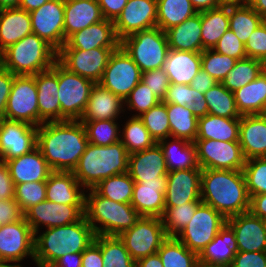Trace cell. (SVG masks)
Segmentation results:
<instances>
[{
  "instance_id": "cell-1",
  "label": "cell",
  "mask_w": 266,
  "mask_h": 267,
  "mask_svg": "<svg viewBox=\"0 0 266 267\" xmlns=\"http://www.w3.org/2000/svg\"><path fill=\"white\" fill-rule=\"evenodd\" d=\"M88 144L80 120L44 122L37 129V145L52 171L72 172Z\"/></svg>"
},
{
  "instance_id": "cell-2",
  "label": "cell",
  "mask_w": 266,
  "mask_h": 267,
  "mask_svg": "<svg viewBox=\"0 0 266 267\" xmlns=\"http://www.w3.org/2000/svg\"><path fill=\"white\" fill-rule=\"evenodd\" d=\"M200 198L226 219L248 212L250 197L243 170L203 169Z\"/></svg>"
},
{
  "instance_id": "cell-3",
  "label": "cell",
  "mask_w": 266,
  "mask_h": 267,
  "mask_svg": "<svg viewBox=\"0 0 266 267\" xmlns=\"http://www.w3.org/2000/svg\"><path fill=\"white\" fill-rule=\"evenodd\" d=\"M35 234L34 262L37 267H50L66 253L83 252L95 239V232L83 216L64 226L46 228Z\"/></svg>"
},
{
  "instance_id": "cell-4",
  "label": "cell",
  "mask_w": 266,
  "mask_h": 267,
  "mask_svg": "<svg viewBox=\"0 0 266 267\" xmlns=\"http://www.w3.org/2000/svg\"><path fill=\"white\" fill-rule=\"evenodd\" d=\"M128 158L129 153L121 141L108 146L88 143L72 173L88 191L103 179L128 172Z\"/></svg>"
},
{
  "instance_id": "cell-5",
  "label": "cell",
  "mask_w": 266,
  "mask_h": 267,
  "mask_svg": "<svg viewBox=\"0 0 266 267\" xmlns=\"http://www.w3.org/2000/svg\"><path fill=\"white\" fill-rule=\"evenodd\" d=\"M88 190L90 193L85 194L84 217L96 235L119 236L141 218L131 203L112 201L94 188Z\"/></svg>"
},
{
  "instance_id": "cell-6",
  "label": "cell",
  "mask_w": 266,
  "mask_h": 267,
  "mask_svg": "<svg viewBox=\"0 0 266 267\" xmlns=\"http://www.w3.org/2000/svg\"><path fill=\"white\" fill-rule=\"evenodd\" d=\"M57 56L50 44L31 33L0 53V65L14 75H35L51 68Z\"/></svg>"
},
{
  "instance_id": "cell-7",
  "label": "cell",
  "mask_w": 266,
  "mask_h": 267,
  "mask_svg": "<svg viewBox=\"0 0 266 267\" xmlns=\"http://www.w3.org/2000/svg\"><path fill=\"white\" fill-rule=\"evenodd\" d=\"M120 45L141 72L161 69L169 52L166 33L159 27L129 35L121 40Z\"/></svg>"
},
{
  "instance_id": "cell-8",
  "label": "cell",
  "mask_w": 266,
  "mask_h": 267,
  "mask_svg": "<svg viewBox=\"0 0 266 267\" xmlns=\"http://www.w3.org/2000/svg\"><path fill=\"white\" fill-rule=\"evenodd\" d=\"M56 75L59 85L61 121L80 120L95 83L70 72L58 60L56 61Z\"/></svg>"
},
{
  "instance_id": "cell-9",
  "label": "cell",
  "mask_w": 266,
  "mask_h": 267,
  "mask_svg": "<svg viewBox=\"0 0 266 267\" xmlns=\"http://www.w3.org/2000/svg\"><path fill=\"white\" fill-rule=\"evenodd\" d=\"M4 118L25 122L35 127L44 123L39 117L35 75H15Z\"/></svg>"
},
{
  "instance_id": "cell-10",
  "label": "cell",
  "mask_w": 266,
  "mask_h": 267,
  "mask_svg": "<svg viewBox=\"0 0 266 267\" xmlns=\"http://www.w3.org/2000/svg\"><path fill=\"white\" fill-rule=\"evenodd\" d=\"M226 222L227 219L221 213L202 202L187 226L176 238L189 250L199 255Z\"/></svg>"
},
{
  "instance_id": "cell-11",
  "label": "cell",
  "mask_w": 266,
  "mask_h": 267,
  "mask_svg": "<svg viewBox=\"0 0 266 267\" xmlns=\"http://www.w3.org/2000/svg\"><path fill=\"white\" fill-rule=\"evenodd\" d=\"M130 256L137 261L140 258L157 253L168 238L162 218L141 216L137 223L119 235Z\"/></svg>"
},
{
  "instance_id": "cell-12",
  "label": "cell",
  "mask_w": 266,
  "mask_h": 267,
  "mask_svg": "<svg viewBox=\"0 0 266 267\" xmlns=\"http://www.w3.org/2000/svg\"><path fill=\"white\" fill-rule=\"evenodd\" d=\"M140 68L120 45L115 49L99 83L123 101L141 81Z\"/></svg>"
},
{
  "instance_id": "cell-13",
  "label": "cell",
  "mask_w": 266,
  "mask_h": 267,
  "mask_svg": "<svg viewBox=\"0 0 266 267\" xmlns=\"http://www.w3.org/2000/svg\"><path fill=\"white\" fill-rule=\"evenodd\" d=\"M198 166L203 169L243 170L246 159L239 141L196 139Z\"/></svg>"
},
{
  "instance_id": "cell-14",
  "label": "cell",
  "mask_w": 266,
  "mask_h": 267,
  "mask_svg": "<svg viewBox=\"0 0 266 267\" xmlns=\"http://www.w3.org/2000/svg\"><path fill=\"white\" fill-rule=\"evenodd\" d=\"M118 47H100L89 51L60 49L57 60L70 72L99 83L112 52Z\"/></svg>"
},
{
  "instance_id": "cell-15",
  "label": "cell",
  "mask_w": 266,
  "mask_h": 267,
  "mask_svg": "<svg viewBox=\"0 0 266 267\" xmlns=\"http://www.w3.org/2000/svg\"><path fill=\"white\" fill-rule=\"evenodd\" d=\"M34 241L35 234L25 218L0 226V262L23 267L18 262L25 257L34 260Z\"/></svg>"
},
{
  "instance_id": "cell-16",
  "label": "cell",
  "mask_w": 266,
  "mask_h": 267,
  "mask_svg": "<svg viewBox=\"0 0 266 267\" xmlns=\"http://www.w3.org/2000/svg\"><path fill=\"white\" fill-rule=\"evenodd\" d=\"M37 129L25 122L0 120V161L30 153L37 145Z\"/></svg>"
},
{
  "instance_id": "cell-17",
  "label": "cell",
  "mask_w": 266,
  "mask_h": 267,
  "mask_svg": "<svg viewBox=\"0 0 266 267\" xmlns=\"http://www.w3.org/2000/svg\"><path fill=\"white\" fill-rule=\"evenodd\" d=\"M29 14L32 33L58 52L64 45V0H50Z\"/></svg>"
},
{
  "instance_id": "cell-18",
  "label": "cell",
  "mask_w": 266,
  "mask_h": 267,
  "mask_svg": "<svg viewBox=\"0 0 266 267\" xmlns=\"http://www.w3.org/2000/svg\"><path fill=\"white\" fill-rule=\"evenodd\" d=\"M84 216V205L58 204L48 200L32 206L24 213L26 222L34 234L42 226L46 228L64 226L79 221Z\"/></svg>"
},
{
  "instance_id": "cell-19",
  "label": "cell",
  "mask_w": 266,
  "mask_h": 267,
  "mask_svg": "<svg viewBox=\"0 0 266 267\" xmlns=\"http://www.w3.org/2000/svg\"><path fill=\"white\" fill-rule=\"evenodd\" d=\"M114 26L120 41L136 32L157 27V0H128Z\"/></svg>"
},
{
  "instance_id": "cell-20",
  "label": "cell",
  "mask_w": 266,
  "mask_h": 267,
  "mask_svg": "<svg viewBox=\"0 0 266 267\" xmlns=\"http://www.w3.org/2000/svg\"><path fill=\"white\" fill-rule=\"evenodd\" d=\"M201 168L170 171L167 174L165 207L201 200Z\"/></svg>"
},
{
  "instance_id": "cell-21",
  "label": "cell",
  "mask_w": 266,
  "mask_h": 267,
  "mask_svg": "<svg viewBox=\"0 0 266 267\" xmlns=\"http://www.w3.org/2000/svg\"><path fill=\"white\" fill-rule=\"evenodd\" d=\"M167 175L156 180L135 182L131 205L141 215L162 218L165 212Z\"/></svg>"
},
{
  "instance_id": "cell-22",
  "label": "cell",
  "mask_w": 266,
  "mask_h": 267,
  "mask_svg": "<svg viewBox=\"0 0 266 267\" xmlns=\"http://www.w3.org/2000/svg\"><path fill=\"white\" fill-rule=\"evenodd\" d=\"M226 223L235 233L239 251H266V229L261 218L248 211L227 218Z\"/></svg>"
},
{
  "instance_id": "cell-23",
  "label": "cell",
  "mask_w": 266,
  "mask_h": 267,
  "mask_svg": "<svg viewBox=\"0 0 266 267\" xmlns=\"http://www.w3.org/2000/svg\"><path fill=\"white\" fill-rule=\"evenodd\" d=\"M114 21L104 19L70 35L61 49L89 51L100 47H119Z\"/></svg>"
},
{
  "instance_id": "cell-24",
  "label": "cell",
  "mask_w": 266,
  "mask_h": 267,
  "mask_svg": "<svg viewBox=\"0 0 266 267\" xmlns=\"http://www.w3.org/2000/svg\"><path fill=\"white\" fill-rule=\"evenodd\" d=\"M35 83L38 94L39 117L44 122L61 121L56 62L51 68L35 74Z\"/></svg>"
},
{
  "instance_id": "cell-25",
  "label": "cell",
  "mask_w": 266,
  "mask_h": 267,
  "mask_svg": "<svg viewBox=\"0 0 266 267\" xmlns=\"http://www.w3.org/2000/svg\"><path fill=\"white\" fill-rule=\"evenodd\" d=\"M128 174L135 182L156 180L167 175L168 170L163 150L158 143L153 147L129 155Z\"/></svg>"
},
{
  "instance_id": "cell-26",
  "label": "cell",
  "mask_w": 266,
  "mask_h": 267,
  "mask_svg": "<svg viewBox=\"0 0 266 267\" xmlns=\"http://www.w3.org/2000/svg\"><path fill=\"white\" fill-rule=\"evenodd\" d=\"M124 106L119 96L95 83L80 121L117 120L120 113L126 110Z\"/></svg>"
},
{
  "instance_id": "cell-27",
  "label": "cell",
  "mask_w": 266,
  "mask_h": 267,
  "mask_svg": "<svg viewBox=\"0 0 266 267\" xmlns=\"http://www.w3.org/2000/svg\"><path fill=\"white\" fill-rule=\"evenodd\" d=\"M239 144L246 160L266 157V115L241 116Z\"/></svg>"
},
{
  "instance_id": "cell-28",
  "label": "cell",
  "mask_w": 266,
  "mask_h": 267,
  "mask_svg": "<svg viewBox=\"0 0 266 267\" xmlns=\"http://www.w3.org/2000/svg\"><path fill=\"white\" fill-rule=\"evenodd\" d=\"M5 163L15 185L46 181L53 172L37 147L30 153L7 160Z\"/></svg>"
},
{
  "instance_id": "cell-29",
  "label": "cell",
  "mask_w": 266,
  "mask_h": 267,
  "mask_svg": "<svg viewBox=\"0 0 266 267\" xmlns=\"http://www.w3.org/2000/svg\"><path fill=\"white\" fill-rule=\"evenodd\" d=\"M83 188L72 172L53 171L46 180V200L58 204L84 205Z\"/></svg>"
},
{
  "instance_id": "cell-30",
  "label": "cell",
  "mask_w": 266,
  "mask_h": 267,
  "mask_svg": "<svg viewBox=\"0 0 266 267\" xmlns=\"http://www.w3.org/2000/svg\"><path fill=\"white\" fill-rule=\"evenodd\" d=\"M102 20L97 0H64V44L73 33Z\"/></svg>"
},
{
  "instance_id": "cell-31",
  "label": "cell",
  "mask_w": 266,
  "mask_h": 267,
  "mask_svg": "<svg viewBox=\"0 0 266 267\" xmlns=\"http://www.w3.org/2000/svg\"><path fill=\"white\" fill-rule=\"evenodd\" d=\"M233 229L225 223L215 238L198 255L200 267L232 264L238 252Z\"/></svg>"
},
{
  "instance_id": "cell-32",
  "label": "cell",
  "mask_w": 266,
  "mask_h": 267,
  "mask_svg": "<svg viewBox=\"0 0 266 267\" xmlns=\"http://www.w3.org/2000/svg\"><path fill=\"white\" fill-rule=\"evenodd\" d=\"M162 68L171 84L190 85L195 75L202 69L201 52L169 49Z\"/></svg>"
},
{
  "instance_id": "cell-33",
  "label": "cell",
  "mask_w": 266,
  "mask_h": 267,
  "mask_svg": "<svg viewBox=\"0 0 266 267\" xmlns=\"http://www.w3.org/2000/svg\"><path fill=\"white\" fill-rule=\"evenodd\" d=\"M31 33L29 12L19 7L0 10V53Z\"/></svg>"
},
{
  "instance_id": "cell-34",
  "label": "cell",
  "mask_w": 266,
  "mask_h": 267,
  "mask_svg": "<svg viewBox=\"0 0 266 267\" xmlns=\"http://www.w3.org/2000/svg\"><path fill=\"white\" fill-rule=\"evenodd\" d=\"M169 49L202 52L201 12L165 31Z\"/></svg>"
},
{
  "instance_id": "cell-35",
  "label": "cell",
  "mask_w": 266,
  "mask_h": 267,
  "mask_svg": "<svg viewBox=\"0 0 266 267\" xmlns=\"http://www.w3.org/2000/svg\"><path fill=\"white\" fill-rule=\"evenodd\" d=\"M241 116L264 114L266 106V69L255 80L233 92Z\"/></svg>"
},
{
  "instance_id": "cell-36",
  "label": "cell",
  "mask_w": 266,
  "mask_h": 267,
  "mask_svg": "<svg viewBox=\"0 0 266 267\" xmlns=\"http://www.w3.org/2000/svg\"><path fill=\"white\" fill-rule=\"evenodd\" d=\"M167 142L164 139L158 142L163 150L168 172L200 168L197 163L195 143L185 139L173 138Z\"/></svg>"
},
{
  "instance_id": "cell-37",
  "label": "cell",
  "mask_w": 266,
  "mask_h": 267,
  "mask_svg": "<svg viewBox=\"0 0 266 267\" xmlns=\"http://www.w3.org/2000/svg\"><path fill=\"white\" fill-rule=\"evenodd\" d=\"M240 119L207 114L198 118L197 138L218 141H239Z\"/></svg>"
},
{
  "instance_id": "cell-38",
  "label": "cell",
  "mask_w": 266,
  "mask_h": 267,
  "mask_svg": "<svg viewBox=\"0 0 266 267\" xmlns=\"http://www.w3.org/2000/svg\"><path fill=\"white\" fill-rule=\"evenodd\" d=\"M229 29V6L201 12L202 51L213 49L220 37Z\"/></svg>"
},
{
  "instance_id": "cell-39",
  "label": "cell",
  "mask_w": 266,
  "mask_h": 267,
  "mask_svg": "<svg viewBox=\"0 0 266 267\" xmlns=\"http://www.w3.org/2000/svg\"><path fill=\"white\" fill-rule=\"evenodd\" d=\"M169 118L170 137L194 143L197 138L198 118L186 106L166 104Z\"/></svg>"
},
{
  "instance_id": "cell-40",
  "label": "cell",
  "mask_w": 266,
  "mask_h": 267,
  "mask_svg": "<svg viewBox=\"0 0 266 267\" xmlns=\"http://www.w3.org/2000/svg\"><path fill=\"white\" fill-rule=\"evenodd\" d=\"M197 13L190 0H157V27L165 32Z\"/></svg>"
},
{
  "instance_id": "cell-41",
  "label": "cell",
  "mask_w": 266,
  "mask_h": 267,
  "mask_svg": "<svg viewBox=\"0 0 266 267\" xmlns=\"http://www.w3.org/2000/svg\"><path fill=\"white\" fill-rule=\"evenodd\" d=\"M165 104H177L191 109L197 117H203L208 114V105L205 101V95L194 90L190 85L171 84L163 99Z\"/></svg>"
},
{
  "instance_id": "cell-42",
  "label": "cell",
  "mask_w": 266,
  "mask_h": 267,
  "mask_svg": "<svg viewBox=\"0 0 266 267\" xmlns=\"http://www.w3.org/2000/svg\"><path fill=\"white\" fill-rule=\"evenodd\" d=\"M94 241L100 246L103 267L136 266L119 236L96 235Z\"/></svg>"
},
{
  "instance_id": "cell-43",
  "label": "cell",
  "mask_w": 266,
  "mask_h": 267,
  "mask_svg": "<svg viewBox=\"0 0 266 267\" xmlns=\"http://www.w3.org/2000/svg\"><path fill=\"white\" fill-rule=\"evenodd\" d=\"M265 69L266 64L261 60L250 57L239 59L221 83L229 91L235 92L255 80Z\"/></svg>"
},
{
  "instance_id": "cell-44",
  "label": "cell",
  "mask_w": 266,
  "mask_h": 267,
  "mask_svg": "<svg viewBox=\"0 0 266 267\" xmlns=\"http://www.w3.org/2000/svg\"><path fill=\"white\" fill-rule=\"evenodd\" d=\"M157 252L163 267H200L198 255L176 237H168Z\"/></svg>"
},
{
  "instance_id": "cell-45",
  "label": "cell",
  "mask_w": 266,
  "mask_h": 267,
  "mask_svg": "<svg viewBox=\"0 0 266 267\" xmlns=\"http://www.w3.org/2000/svg\"><path fill=\"white\" fill-rule=\"evenodd\" d=\"M204 95L209 114L231 119L241 118L233 92L224 87L222 83H217Z\"/></svg>"
},
{
  "instance_id": "cell-46",
  "label": "cell",
  "mask_w": 266,
  "mask_h": 267,
  "mask_svg": "<svg viewBox=\"0 0 266 267\" xmlns=\"http://www.w3.org/2000/svg\"><path fill=\"white\" fill-rule=\"evenodd\" d=\"M123 127L120 141L126 147L129 155L151 148L156 144L139 116L130 117Z\"/></svg>"
},
{
  "instance_id": "cell-47",
  "label": "cell",
  "mask_w": 266,
  "mask_h": 267,
  "mask_svg": "<svg viewBox=\"0 0 266 267\" xmlns=\"http://www.w3.org/2000/svg\"><path fill=\"white\" fill-rule=\"evenodd\" d=\"M264 19L249 5L229 6V29L246 43L248 37Z\"/></svg>"
},
{
  "instance_id": "cell-48",
  "label": "cell",
  "mask_w": 266,
  "mask_h": 267,
  "mask_svg": "<svg viewBox=\"0 0 266 267\" xmlns=\"http://www.w3.org/2000/svg\"><path fill=\"white\" fill-rule=\"evenodd\" d=\"M134 183L128 172H125L103 179L94 189L112 201L131 203Z\"/></svg>"
},
{
  "instance_id": "cell-49",
  "label": "cell",
  "mask_w": 266,
  "mask_h": 267,
  "mask_svg": "<svg viewBox=\"0 0 266 267\" xmlns=\"http://www.w3.org/2000/svg\"><path fill=\"white\" fill-rule=\"evenodd\" d=\"M201 203V200H197L174 207H165L162 221L167 236L176 237L187 226Z\"/></svg>"
},
{
  "instance_id": "cell-50",
  "label": "cell",
  "mask_w": 266,
  "mask_h": 267,
  "mask_svg": "<svg viewBox=\"0 0 266 267\" xmlns=\"http://www.w3.org/2000/svg\"><path fill=\"white\" fill-rule=\"evenodd\" d=\"M85 127L88 143L108 146L120 141L121 129L116 120L81 121ZM120 129V130H119Z\"/></svg>"
},
{
  "instance_id": "cell-51",
  "label": "cell",
  "mask_w": 266,
  "mask_h": 267,
  "mask_svg": "<svg viewBox=\"0 0 266 267\" xmlns=\"http://www.w3.org/2000/svg\"><path fill=\"white\" fill-rule=\"evenodd\" d=\"M152 138L158 143L170 138V125L166 104L161 101L149 111L139 116Z\"/></svg>"
},
{
  "instance_id": "cell-52",
  "label": "cell",
  "mask_w": 266,
  "mask_h": 267,
  "mask_svg": "<svg viewBox=\"0 0 266 267\" xmlns=\"http://www.w3.org/2000/svg\"><path fill=\"white\" fill-rule=\"evenodd\" d=\"M238 60L217 53L213 49L201 52V66L217 83H221L228 73L233 69Z\"/></svg>"
},
{
  "instance_id": "cell-53",
  "label": "cell",
  "mask_w": 266,
  "mask_h": 267,
  "mask_svg": "<svg viewBox=\"0 0 266 267\" xmlns=\"http://www.w3.org/2000/svg\"><path fill=\"white\" fill-rule=\"evenodd\" d=\"M243 173L249 197L266 194V157L246 160Z\"/></svg>"
},
{
  "instance_id": "cell-54",
  "label": "cell",
  "mask_w": 266,
  "mask_h": 267,
  "mask_svg": "<svg viewBox=\"0 0 266 267\" xmlns=\"http://www.w3.org/2000/svg\"><path fill=\"white\" fill-rule=\"evenodd\" d=\"M14 200L25 213L32 206L46 200V181L16 184Z\"/></svg>"
},
{
  "instance_id": "cell-55",
  "label": "cell",
  "mask_w": 266,
  "mask_h": 267,
  "mask_svg": "<svg viewBox=\"0 0 266 267\" xmlns=\"http://www.w3.org/2000/svg\"><path fill=\"white\" fill-rule=\"evenodd\" d=\"M159 102L161 100L154 95L149 87L140 81L125 99L124 104L129 111L135 110L138 112V114H133V116H141Z\"/></svg>"
},
{
  "instance_id": "cell-56",
  "label": "cell",
  "mask_w": 266,
  "mask_h": 267,
  "mask_svg": "<svg viewBox=\"0 0 266 267\" xmlns=\"http://www.w3.org/2000/svg\"><path fill=\"white\" fill-rule=\"evenodd\" d=\"M246 56L266 64V20L259 24L245 43Z\"/></svg>"
},
{
  "instance_id": "cell-57",
  "label": "cell",
  "mask_w": 266,
  "mask_h": 267,
  "mask_svg": "<svg viewBox=\"0 0 266 267\" xmlns=\"http://www.w3.org/2000/svg\"><path fill=\"white\" fill-rule=\"evenodd\" d=\"M217 53L232 57L236 60L246 58L245 44L228 29L213 48Z\"/></svg>"
},
{
  "instance_id": "cell-58",
  "label": "cell",
  "mask_w": 266,
  "mask_h": 267,
  "mask_svg": "<svg viewBox=\"0 0 266 267\" xmlns=\"http://www.w3.org/2000/svg\"><path fill=\"white\" fill-rule=\"evenodd\" d=\"M141 82L149 87L161 101H163L170 85L169 77L163 68L142 72Z\"/></svg>"
},
{
  "instance_id": "cell-59",
  "label": "cell",
  "mask_w": 266,
  "mask_h": 267,
  "mask_svg": "<svg viewBox=\"0 0 266 267\" xmlns=\"http://www.w3.org/2000/svg\"><path fill=\"white\" fill-rule=\"evenodd\" d=\"M233 267H266L265 252L238 251L232 262Z\"/></svg>"
},
{
  "instance_id": "cell-60",
  "label": "cell",
  "mask_w": 266,
  "mask_h": 267,
  "mask_svg": "<svg viewBox=\"0 0 266 267\" xmlns=\"http://www.w3.org/2000/svg\"><path fill=\"white\" fill-rule=\"evenodd\" d=\"M24 218V213L14 199L0 200V226Z\"/></svg>"
},
{
  "instance_id": "cell-61",
  "label": "cell",
  "mask_w": 266,
  "mask_h": 267,
  "mask_svg": "<svg viewBox=\"0 0 266 267\" xmlns=\"http://www.w3.org/2000/svg\"><path fill=\"white\" fill-rule=\"evenodd\" d=\"M15 75L0 65V117L4 118L5 108Z\"/></svg>"
},
{
  "instance_id": "cell-62",
  "label": "cell",
  "mask_w": 266,
  "mask_h": 267,
  "mask_svg": "<svg viewBox=\"0 0 266 267\" xmlns=\"http://www.w3.org/2000/svg\"><path fill=\"white\" fill-rule=\"evenodd\" d=\"M15 184L5 162L0 161V200L14 199Z\"/></svg>"
},
{
  "instance_id": "cell-63",
  "label": "cell",
  "mask_w": 266,
  "mask_h": 267,
  "mask_svg": "<svg viewBox=\"0 0 266 267\" xmlns=\"http://www.w3.org/2000/svg\"><path fill=\"white\" fill-rule=\"evenodd\" d=\"M104 19L115 21L121 14L128 0H97Z\"/></svg>"
},
{
  "instance_id": "cell-64",
  "label": "cell",
  "mask_w": 266,
  "mask_h": 267,
  "mask_svg": "<svg viewBox=\"0 0 266 267\" xmlns=\"http://www.w3.org/2000/svg\"><path fill=\"white\" fill-rule=\"evenodd\" d=\"M82 267H103L102 254L100 246L93 241L82 252Z\"/></svg>"
},
{
  "instance_id": "cell-65",
  "label": "cell",
  "mask_w": 266,
  "mask_h": 267,
  "mask_svg": "<svg viewBox=\"0 0 266 267\" xmlns=\"http://www.w3.org/2000/svg\"><path fill=\"white\" fill-rule=\"evenodd\" d=\"M216 84L217 82L214 80V78L210 76L206 71L201 69L193 78L190 86L194 90L204 94Z\"/></svg>"
},
{
  "instance_id": "cell-66",
  "label": "cell",
  "mask_w": 266,
  "mask_h": 267,
  "mask_svg": "<svg viewBox=\"0 0 266 267\" xmlns=\"http://www.w3.org/2000/svg\"><path fill=\"white\" fill-rule=\"evenodd\" d=\"M249 211L263 219L266 217V194L253 195L250 197Z\"/></svg>"
},
{
  "instance_id": "cell-67",
  "label": "cell",
  "mask_w": 266,
  "mask_h": 267,
  "mask_svg": "<svg viewBox=\"0 0 266 267\" xmlns=\"http://www.w3.org/2000/svg\"><path fill=\"white\" fill-rule=\"evenodd\" d=\"M82 252L66 253L58 258L50 267H82Z\"/></svg>"
},
{
  "instance_id": "cell-68",
  "label": "cell",
  "mask_w": 266,
  "mask_h": 267,
  "mask_svg": "<svg viewBox=\"0 0 266 267\" xmlns=\"http://www.w3.org/2000/svg\"><path fill=\"white\" fill-rule=\"evenodd\" d=\"M135 267H163L162 260L157 253L140 258L136 261Z\"/></svg>"
},
{
  "instance_id": "cell-69",
  "label": "cell",
  "mask_w": 266,
  "mask_h": 267,
  "mask_svg": "<svg viewBox=\"0 0 266 267\" xmlns=\"http://www.w3.org/2000/svg\"><path fill=\"white\" fill-rule=\"evenodd\" d=\"M193 8L199 13L220 7L218 0H190Z\"/></svg>"
},
{
  "instance_id": "cell-70",
  "label": "cell",
  "mask_w": 266,
  "mask_h": 267,
  "mask_svg": "<svg viewBox=\"0 0 266 267\" xmlns=\"http://www.w3.org/2000/svg\"><path fill=\"white\" fill-rule=\"evenodd\" d=\"M50 0H21L19 8L32 12Z\"/></svg>"
},
{
  "instance_id": "cell-71",
  "label": "cell",
  "mask_w": 266,
  "mask_h": 267,
  "mask_svg": "<svg viewBox=\"0 0 266 267\" xmlns=\"http://www.w3.org/2000/svg\"><path fill=\"white\" fill-rule=\"evenodd\" d=\"M248 4L266 20V0H251Z\"/></svg>"
},
{
  "instance_id": "cell-72",
  "label": "cell",
  "mask_w": 266,
  "mask_h": 267,
  "mask_svg": "<svg viewBox=\"0 0 266 267\" xmlns=\"http://www.w3.org/2000/svg\"><path fill=\"white\" fill-rule=\"evenodd\" d=\"M21 0H0V10L8 8H18Z\"/></svg>"
},
{
  "instance_id": "cell-73",
  "label": "cell",
  "mask_w": 266,
  "mask_h": 267,
  "mask_svg": "<svg viewBox=\"0 0 266 267\" xmlns=\"http://www.w3.org/2000/svg\"><path fill=\"white\" fill-rule=\"evenodd\" d=\"M220 6H241L248 4L246 0H218Z\"/></svg>"
},
{
  "instance_id": "cell-74",
  "label": "cell",
  "mask_w": 266,
  "mask_h": 267,
  "mask_svg": "<svg viewBox=\"0 0 266 267\" xmlns=\"http://www.w3.org/2000/svg\"><path fill=\"white\" fill-rule=\"evenodd\" d=\"M0 267H19L18 265H15V264H7V263H4V262H0Z\"/></svg>"
},
{
  "instance_id": "cell-75",
  "label": "cell",
  "mask_w": 266,
  "mask_h": 267,
  "mask_svg": "<svg viewBox=\"0 0 266 267\" xmlns=\"http://www.w3.org/2000/svg\"><path fill=\"white\" fill-rule=\"evenodd\" d=\"M209 267H233V265L227 264V265H216V266H209Z\"/></svg>"
},
{
  "instance_id": "cell-76",
  "label": "cell",
  "mask_w": 266,
  "mask_h": 267,
  "mask_svg": "<svg viewBox=\"0 0 266 267\" xmlns=\"http://www.w3.org/2000/svg\"><path fill=\"white\" fill-rule=\"evenodd\" d=\"M262 221H263L264 227H265V229H266V217L263 218Z\"/></svg>"
},
{
  "instance_id": "cell-77",
  "label": "cell",
  "mask_w": 266,
  "mask_h": 267,
  "mask_svg": "<svg viewBox=\"0 0 266 267\" xmlns=\"http://www.w3.org/2000/svg\"><path fill=\"white\" fill-rule=\"evenodd\" d=\"M263 115H266V106H265V109H264V114Z\"/></svg>"
}]
</instances>
